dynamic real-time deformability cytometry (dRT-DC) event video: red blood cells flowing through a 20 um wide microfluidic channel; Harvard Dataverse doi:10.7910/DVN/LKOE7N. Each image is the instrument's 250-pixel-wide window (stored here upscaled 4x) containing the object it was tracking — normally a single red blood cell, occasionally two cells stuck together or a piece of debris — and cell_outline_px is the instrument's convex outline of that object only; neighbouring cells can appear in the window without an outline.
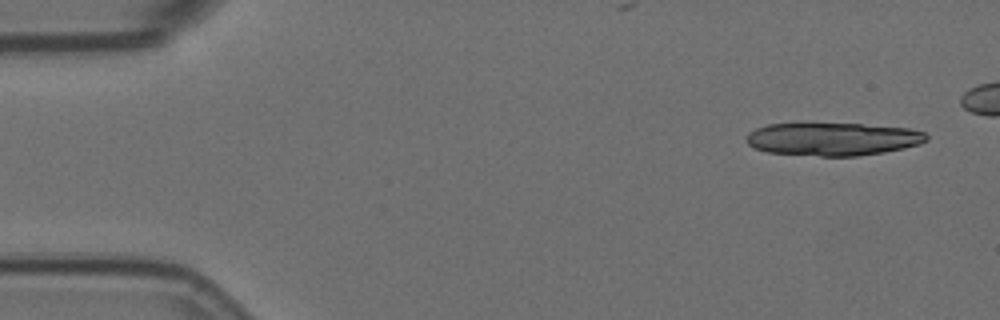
{"species": "Egyptian fruit bat (a non-hibernating species)", "species_latin": "Rousettus aegyptiacus", "temperature_condition": "room temperature", "stored_images_in_passage": 5, "camera_frame_rate_fps": 3000, "um_per_image_px": 0.085, "animal": {"sex": "female"}, "frame": {"image": 1, "passage_image": 1, "time_ms": 0.0, "image_size_px": [1000, 320], "cell_outline_px": [[928, 140], [920, 144], [904, 148], [884, 152], [856, 156], [820, 156], [768, 152], [756, 148], [748, 144], [748, 132], [756, 128], [768, 124], [804, 120], [812, 120], [912, 128], [924, 132], [928, 136]], "centroid_in_image_um": [70.77, 11.76], "position_along_channel_um": 14.2, "area_um2": 35.95}}
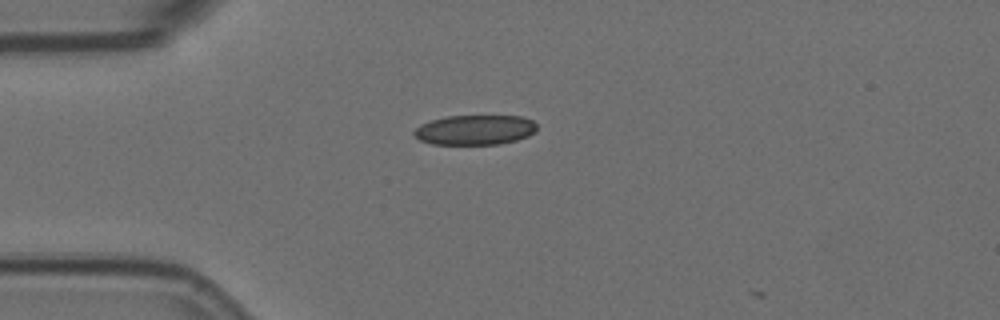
{"frame": {"image": 2, "passage_image": 5, "time_ms": 1.333, "image_size_px": [1000, 320], "cell_outline_px": [[536, 132], [528, 136], [516, 140], [500, 144], [432, 144], [420, 140], [412, 132], [420, 124], [432, 120], [448, 116], [524, 116], [532, 120], [536, 124]], "centroid_in_image_um": [40.39, 11.04], "position_along_channel_um": 44.6, "area_um2": 21.39}}